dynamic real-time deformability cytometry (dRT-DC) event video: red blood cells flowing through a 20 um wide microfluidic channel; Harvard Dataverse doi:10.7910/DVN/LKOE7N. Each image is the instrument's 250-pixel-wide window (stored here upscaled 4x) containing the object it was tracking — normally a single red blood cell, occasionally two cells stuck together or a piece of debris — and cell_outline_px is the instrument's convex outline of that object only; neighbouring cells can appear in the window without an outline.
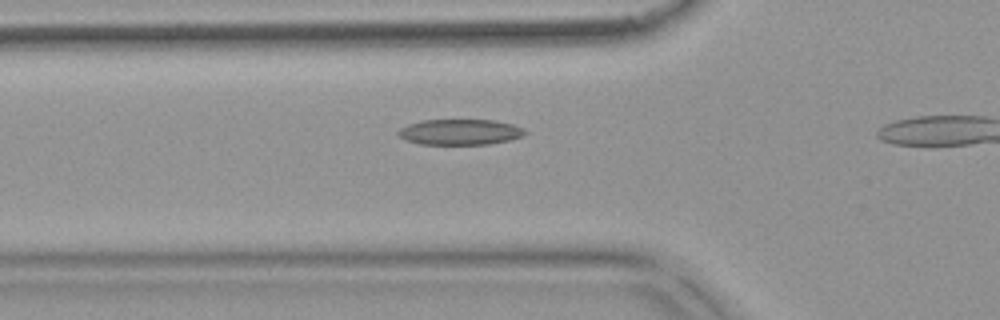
{"species": "common noctule bat (a hibernating species)", "species_latin": "Nyctalus noctula", "temperature_condition": "warm", "stored_images_in_passage": 9, "camera_frame_rate_fps": 3000, "um_per_image_px": 0.085, "animal": {"sex": "female", "body_mass_g": 18.4}, "frame": {"image": 1, "passage_image": 4, "time_ms": 1.0, "image_size_px": [1000, 320], "cell_outline_px": [[528, 132], [524, 136], [508, 140], [488, 144], [420, 144], [404, 140], [396, 132], [400, 128], [408, 124], [420, 120], [496, 120], [512, 124], [524, 128]], "centroid_in_image_um": [39.1, 11.21], "position_along_channel_um": 86.7, "area_um2": 19.07}}